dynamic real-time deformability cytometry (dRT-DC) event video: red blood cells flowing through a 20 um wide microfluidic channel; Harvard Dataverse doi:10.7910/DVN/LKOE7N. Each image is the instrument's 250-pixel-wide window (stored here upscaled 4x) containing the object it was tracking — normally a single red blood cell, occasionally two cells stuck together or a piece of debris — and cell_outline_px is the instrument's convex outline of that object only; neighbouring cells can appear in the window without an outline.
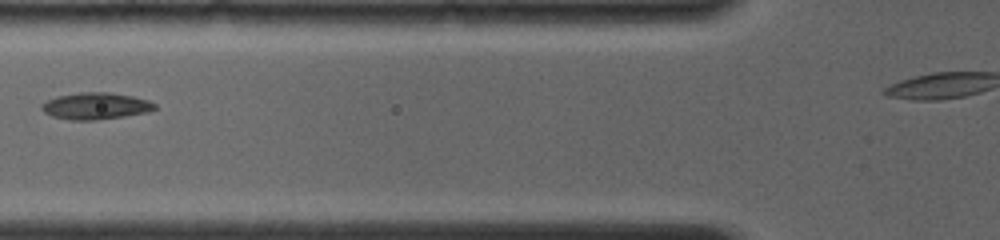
{"species": "common noctule bat (a hibernating species)", "species_latin": "Nyctalus noctula", "temperature_condition": "room temperature", "stored_images_in_passage": 28, "camera_frame_rate_fps": 4000, "um_per_image_px": 0.085, "animal": {"sex": "female", "body_mass_g": 19.0, "forearm_length_mm": 56.7}, "frame": {"image": 1, "passage_image": 4, "time_ms": 2.5, "image_size_px": [1000, 240], "cell_outline_px": [[156, 108], [148, 112], [124, 116], [96, 120], [72, 120], [52, 116], [44, 112], [40, 108], [40, 104], [56, 96], [80, 92], [112, 92], [132, 96], [148, 100], [156, 104]], "centroid_in_image_um": [8.12, 9.0], "position_along_channel_um": 117.7, "area_um2": 17.69}}
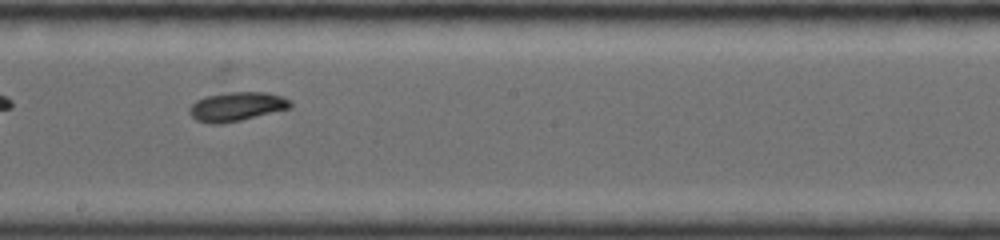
{"frame": {"image": 2, "passage_image": 13, "time_ms": 5.25, "image_size_px": [1000, 240], "cell_outline_px": [[292, 104], [288, 108], [240, 120], [220, 124], [212, 124], [196, 120], [188, 112], [188, 108], [196, 100], [204, 96], [228, 92], [268, 92], [292, 100]], "centroid_in_image_um": [20.07, 9.04], "position_along_channel_um": 228.1, "area_um2": 16.99}}
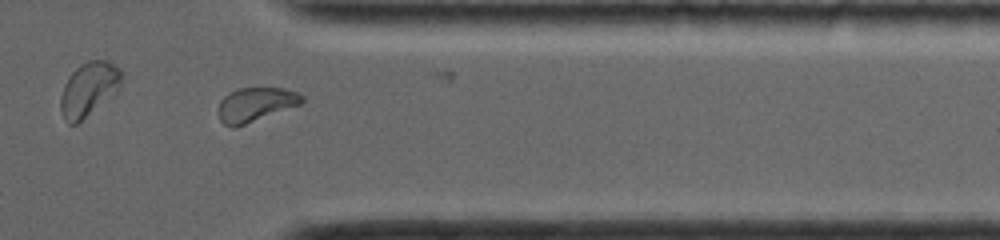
{"frame": {"image": 3, "passage_image": 24, "time_ms": 9.25, "image_size_px": [1000, 240], "cell_outline_px": [[304, 100], [300, 104], [236, 128], [232, 128], [224, 124], [220, 120], [220, 100], [224, 96], [236, 88], [284, 88], [296, 92], [304, 96]], "centroid_in_image_um": [21.72, 8.88], "position_along_channel_um": 389.7, "area_um2": 16.53}}